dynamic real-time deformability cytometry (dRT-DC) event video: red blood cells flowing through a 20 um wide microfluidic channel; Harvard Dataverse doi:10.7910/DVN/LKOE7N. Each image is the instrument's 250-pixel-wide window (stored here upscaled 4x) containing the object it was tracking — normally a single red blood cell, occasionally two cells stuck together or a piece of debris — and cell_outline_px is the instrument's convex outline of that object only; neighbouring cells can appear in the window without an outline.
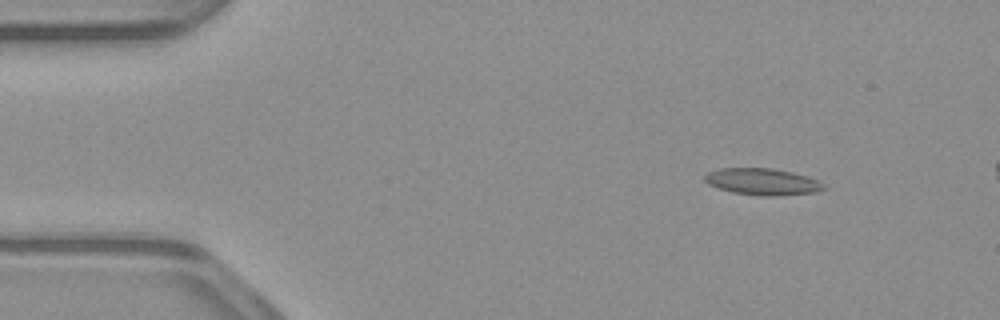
{"species": "common noctule bat (a hibernating species)", "species_latin": "Nyctalus noctula", "temperature_condition": "warm", "stored_images_in_passage": 14, "camera_frame_rate_fps": 3000, "um_per_image_px": 0.085, "animal": {"sex": "male", "body_mass_g": 23.1, "forearm_length_mm": 52.7}, "frame": {"image": 1, "passage_image": 7, "time_ms": 2.0, "image_size_px": [1000, 320], "cell_outline_px": [[828, 188], [816, 192], [780, 196], [764, 196], [732, 192], [708, 184], [704, 180], [704, 176], [708, 172], [720, 168], [772, 168], [792, 172], [816, 180], [824, 184]], "centroid_in_image_um": [64.82, 15.45], "position_along_channel_um": 20.2, "area_um2": 18.44}}